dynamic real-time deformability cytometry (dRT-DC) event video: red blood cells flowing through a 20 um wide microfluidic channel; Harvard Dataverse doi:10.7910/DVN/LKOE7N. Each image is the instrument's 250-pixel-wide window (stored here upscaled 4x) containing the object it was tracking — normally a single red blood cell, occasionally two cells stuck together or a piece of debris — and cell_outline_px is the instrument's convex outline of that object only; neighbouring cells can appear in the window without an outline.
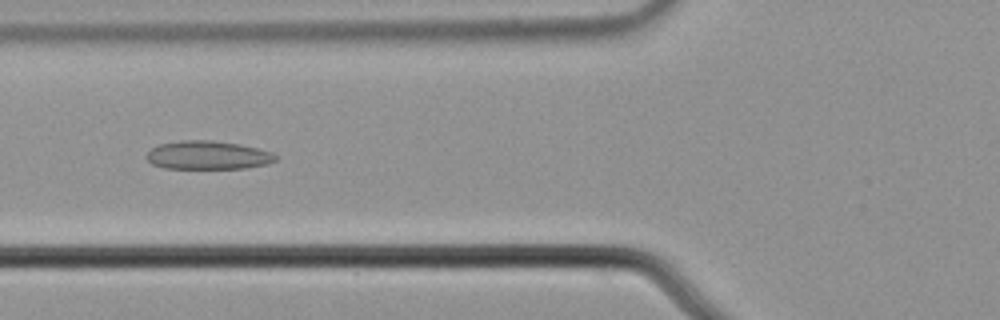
{"species": "common noctule bat (a hibernating species)", "species_latin": "Nyctalus noctula", "temperature_condition": "cold", "stored_images_in_passage": 8, "camera_frame_rate_fps": 3000, "um_per_image_px": 0.085, "animal": {"sex": "male", "body_mass_g": 21.5, "forearm_length_mm": 52.0}, "frame": {"image": 1, "passage_image": 4, "time_ms": 1.0, "image_size_px": [1000, 320], "cell_outline_px": [[276, 160], [268, 164], [248, 168], [164, 168], [152, 164], [144, 156], [152, 148], [160, 144], [180, 140], [212, 140], [240, 144], [272, 152], [276, 156]], "centroid_in_image_um": [17.66, 13.19], "position_along_channel_um": 108.1, "area_um2": 21.44}}
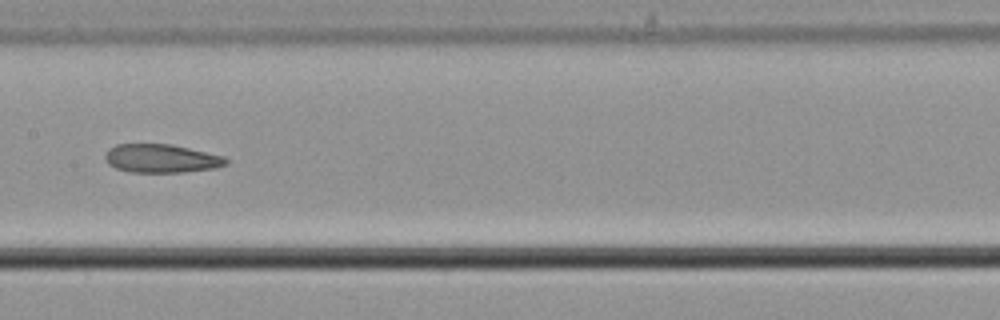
{"frame": {"image": 2, "passage_image": 6, "time_ms": 1.667, "image_size_px": [1000, 320], "cell_outline_px": [[228, 164], [216, 168], [184, 172], [128, 172], [116, 168], [108, 164], [104, 160], [104, 156], [108, 148], [116, 144], [172, 144], [224, 156], [228, 160]], "centroid_in_image_um": [13.69, 13.47], "position_along_channel_um": 193.7, "area_um2": 20.29}}
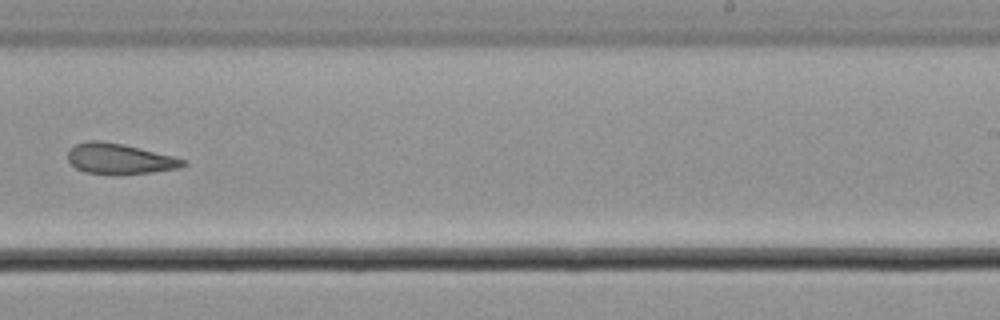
{"frame": {"image": 3, "passage_image": 8, "time_ms": 2.333, "image_size_px": [1000, 320], "cell_outline_px": [[188, 164], [180, 168], [152, 172], [120, 176], [112, 176], [84, 172], [76, 168], [68, 160], [68, 152], [76, 144], [88, 140], [100, 140], [124, 144], [172, 156], [184, 160]], "centroid_in_image_um": [10.15, 13.52], "position_along_channel_um": 278.9, "area_um2": 20.87}}